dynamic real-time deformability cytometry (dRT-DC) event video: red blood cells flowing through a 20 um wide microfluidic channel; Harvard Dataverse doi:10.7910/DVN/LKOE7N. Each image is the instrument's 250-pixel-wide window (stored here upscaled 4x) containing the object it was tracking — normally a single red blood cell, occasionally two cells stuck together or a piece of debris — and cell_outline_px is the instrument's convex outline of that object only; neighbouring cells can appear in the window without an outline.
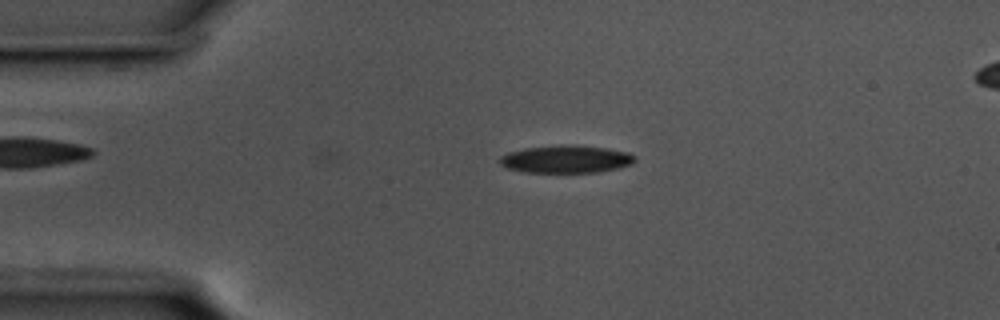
{"species": "common noctule bat (a hibernating species)", "species_latin": "Nyctalus noctula", "temperature_condition": "cold", "stored_images_in_passage": 35, "camera_frame_rate_fps": 3000, "um_per_image_px": 0.085, "animal": {"sex": "male", "body_mass_g": 17.5, "forearm_length_mm": 52.3}, "frame": {"image": 1, "passage_image": 11, "time_ms": 3.333, "image_size_px": [1000, 320], "cell_outline_px": [[636, 160], [632, 164], [616, 168], [596, 172], [524, 172], [508, 168], [500, 164], [500, 156], [508, 152], [524, 148], [564, 144], [608, 148], [628, 152], [636, 156]], "centroid_in_image_um": [48.12, 13.52], "position_along_channel_um": 36.9, "area_um2": 21.73}}
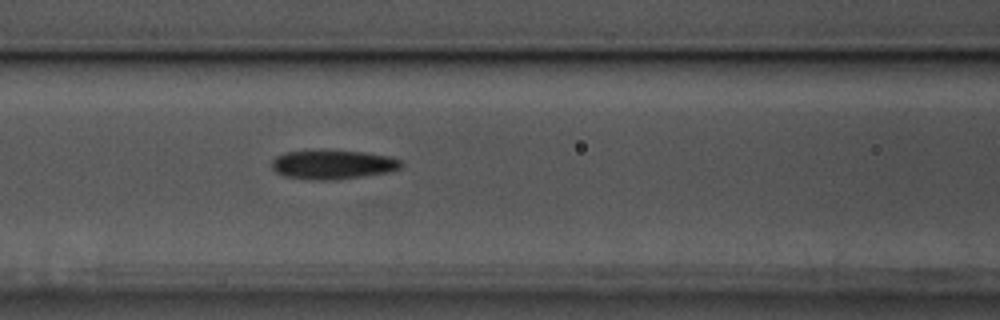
{"frame": {"image": 2, "passage_image": 22, "time_ms": 7.0, "image_size_px": [1000, 320], "cell_outline_px": [[404, 164], [400, 168], [388, 172], [360, 176], [328, 180], [312, 180], [284, 176], [276, 172], [272, 168], [272, 160], [276, 156], [284, 152], [320, 148], [364, 152], [388, 156], [404, 160]], "centroid_in_image_um": [28.26, 13.95], "position_along_channel_um": 138.3, "area_um2": 22.54}}
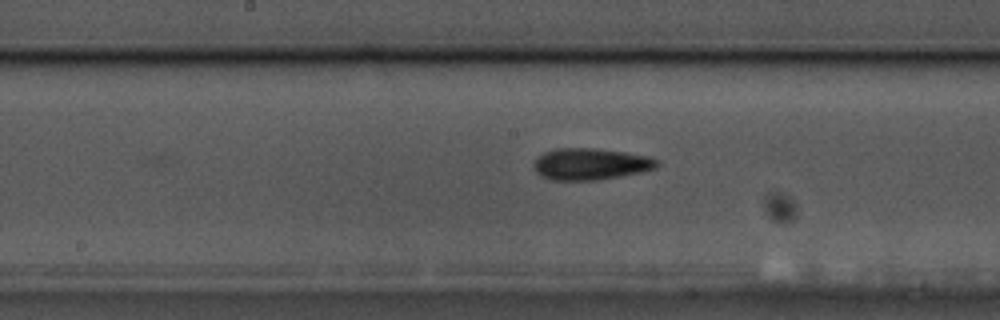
{"frame": {"image": 3, "passage_image": 27, "time_ms": 8.667, "image_size_px": [1000, 320], "cell_outline_px": [[660, 164], [656, 168], [640, 172], [620, 176], [596, 180], [552, 180], [540, 176], [532, 168], [532, 164], [544, 152], [556, 148], [596, 148], [652, 156], [660, 160]], "centroid_in_image_um": [50.21, 13.94], "position_along_channel_um": 198.0, "area_um2": 22.95}}